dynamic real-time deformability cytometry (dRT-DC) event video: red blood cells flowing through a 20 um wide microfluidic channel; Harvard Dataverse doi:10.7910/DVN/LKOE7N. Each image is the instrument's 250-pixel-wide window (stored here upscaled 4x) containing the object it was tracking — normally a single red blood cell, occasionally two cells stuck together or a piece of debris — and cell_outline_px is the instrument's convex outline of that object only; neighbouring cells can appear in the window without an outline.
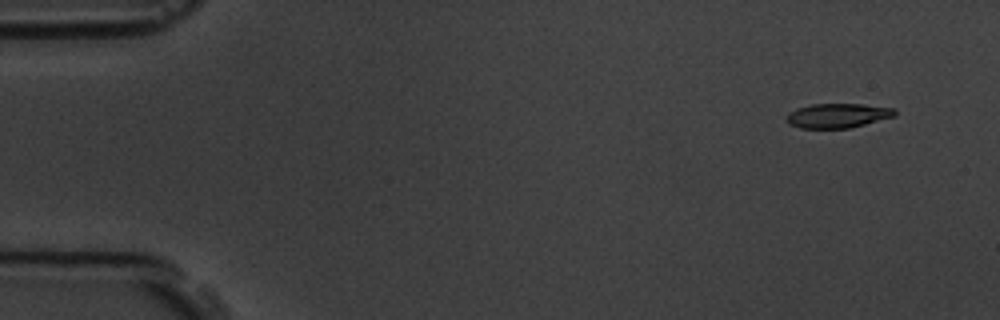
{"species": "common noctule bat (a hibernating species)", "species_latin": "Nyctalus noctula", "temperature_condition": "room temperature", "stored_images_in_passage": 9, "camera_frame_rate_fps": 3000, "um_per_image_px": 0.085, "animal": {"sex": "male", "body_mass_g": 19.5, "forearm_length_mm": 54.6}, "frame": {"image": 1, "passage_image": 1, "time_ms": 0.0, "image_size_px": [1000, 320], "cell_outline_px": [[896, 116], [848, 128], [800, 128], [788, 124], [784, 120], [788, 112], [796, 108], [812, 104], [860, 104], [896, 108]], "centroid_in_image_um": [71.16, 9.82], "position_along_channel_um": 13.8, "area_um2": 15.55}}
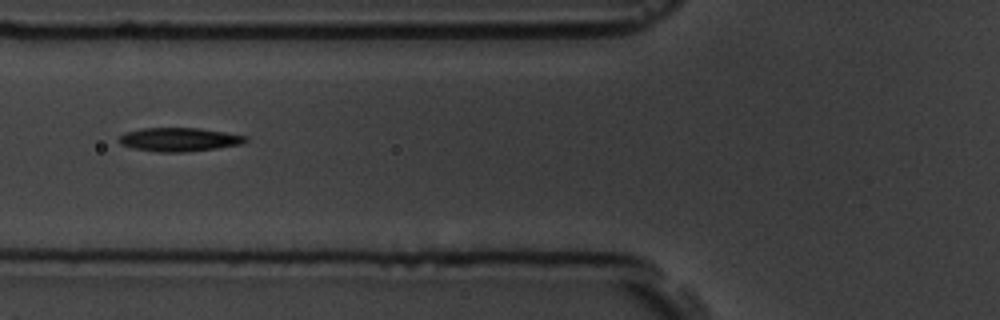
{"frame": {"image": 2, "passage_image": 6, "time_ms": 5.667, "image_size_px": [1000, 320], "cell_outline_px": [[248, 140], [240, 144], [216, 148], [184, 152], [156, 152], [132, 148], [120, 144], [116, 140], [124, 132], [140, 128], [200, 128], [248, 136]], "centroid_in_image_um": [15.17, 11.85], "position_along_channel_um": 110.6, "area_um2": 17.57}}
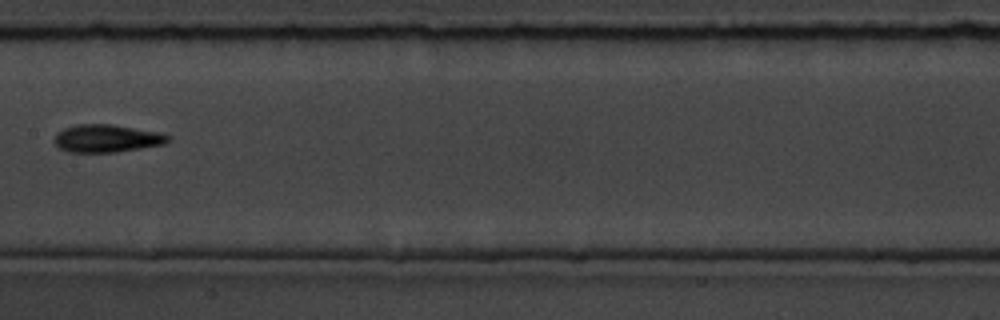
{"frame": {"image": 3, "passage_image": 8, "time_ms": 8.0, "image_size_px": [1000, 320], "cell_outline_px": [[172, 140], [164, 144], [116, 152], [68, 152], [60, 148], [52, 140], [56, 132], [64, 128], [76, 124], [112, 124], [160, 132], [172, 136]], "centroid_in_image_um": [9.08, 11.75], "position_along_channel_um": 198.3, "area_um2": 18.61}}